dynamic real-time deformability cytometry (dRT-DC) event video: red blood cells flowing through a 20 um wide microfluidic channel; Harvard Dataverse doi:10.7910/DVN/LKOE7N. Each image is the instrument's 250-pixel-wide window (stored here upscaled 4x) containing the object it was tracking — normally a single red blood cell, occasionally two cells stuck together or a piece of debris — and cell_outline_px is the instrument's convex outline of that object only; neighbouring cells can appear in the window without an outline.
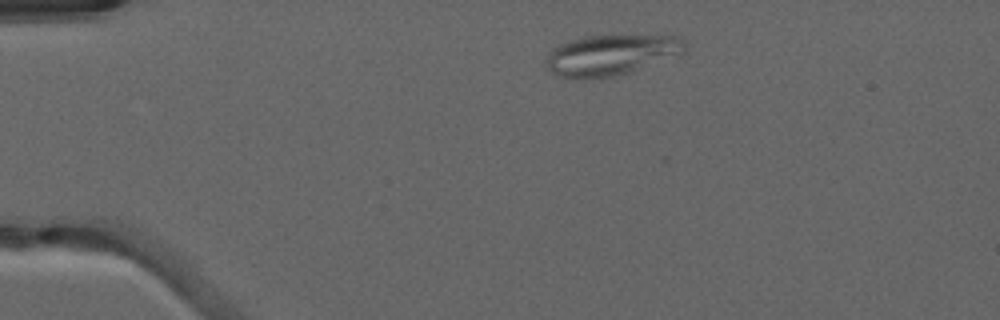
{"species": "common noctule bat (a hibernating species)", "species_latin": "Nyctalus noctula", "temperature_condition": "warm", "stored_images_in_passage": 42, "segment_of_instrument_passage": [1, 2], "camera_frame_rate_fps": 3000, "um_per_image_px": 0.085, "animal": {"sex": "male", "forearm_length_mm": 52.5}, "frame": {"image": 1, "passage_image": 1, "time_ms": 0.0, "image_size_px": [1000, 320], "cell_outline_px": [[684, 52], [628, 72], [616, 76], [588, 80], [572, 80], [560, 76], [552, 72], [548, 68], [548, 52], [552, 48], [560, 44], [584, 36], [680, 36], [684, 40]], "centroid_in_image_um": [51.87, 4.69], "position_along_channel_um": 33.1, "area_um2": 32.48}}